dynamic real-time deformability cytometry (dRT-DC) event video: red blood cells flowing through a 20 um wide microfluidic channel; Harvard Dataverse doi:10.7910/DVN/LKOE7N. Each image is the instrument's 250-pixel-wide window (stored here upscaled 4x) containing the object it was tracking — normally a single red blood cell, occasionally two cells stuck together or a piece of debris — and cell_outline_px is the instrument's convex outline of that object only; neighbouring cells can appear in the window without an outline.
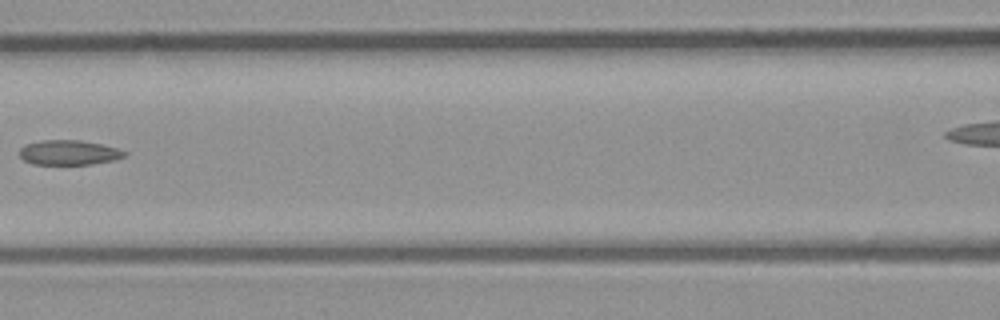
{"species": "common noctule bat (a hibernating species)", "species_latin": "Nyctalus noctula", "temperature_condition": "room temperature", "stored_images_in_passage": 7, "segment_of_instrument_passage": [1, 2], "camera_frame_rate_fps": 3000, "um_per_image_px": 0.085, "animal": {"sex": "male", "body_mass_g": 23.1, "forearm_length_mm": 52.7}, "frame": {"image": 1, "passage_image": 6, "time_ms": 1.667, "image_size_px": [1000, 320], "cell_outline_px": [[128, 152], [124, 156], [116, 160], [92, 164], [32, 164], [24, 160], [20, 156], [20, 148], [24, 144], [40, 140], [80, 140], [100, 144], [116, 148]], "centroid_in_image_um": [5.84, 12.96], "position_along_channel_um": 160.8, "area_um2": 15.2}}